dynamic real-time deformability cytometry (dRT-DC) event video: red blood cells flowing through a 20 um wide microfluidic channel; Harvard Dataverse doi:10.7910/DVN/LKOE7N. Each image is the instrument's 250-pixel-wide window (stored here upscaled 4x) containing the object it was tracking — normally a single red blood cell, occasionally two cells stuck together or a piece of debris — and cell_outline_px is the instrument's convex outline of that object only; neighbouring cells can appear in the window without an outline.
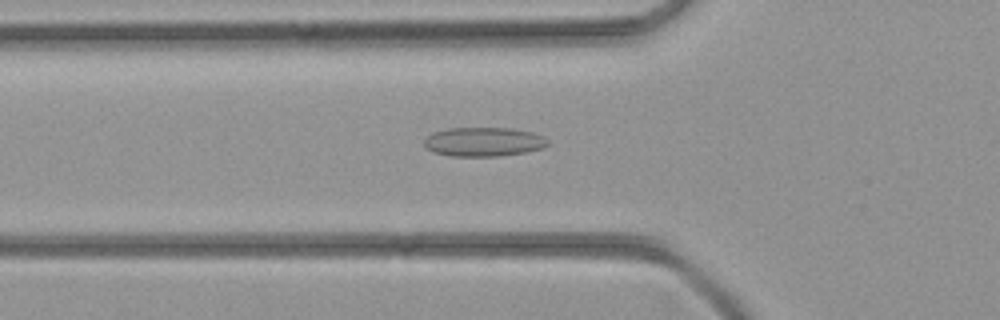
{"species": "common noctule bat (a hibernating species)", "species_latin": "Nyctalus noctula", "temperature_condition": "room temperature", "stored_images_in_passage": 37, "camera_frame_rate_fps": 3000, "um_per_image_px": 0.085, "animal": {"sex": "female", "body_mass_g": 21.9}, "frame": {"image": 1, "passage_image": 9, "time_ms": 2.667, "image_size_px": [1000, 320], "cell_outline_px": [[548, 144], [544, 148], [524, 152], [500, 156], [452, 156], [432, 152], [424, 144], [424, 140], [428, 136], [436, 132], [448, 128], [512, 128], [532, 132], [544, 136], [548, 140]], "centroid_in_image_um": [41.14, 12.05], "position_along_channel_um": 84.7, "area_um2": 20.92}}
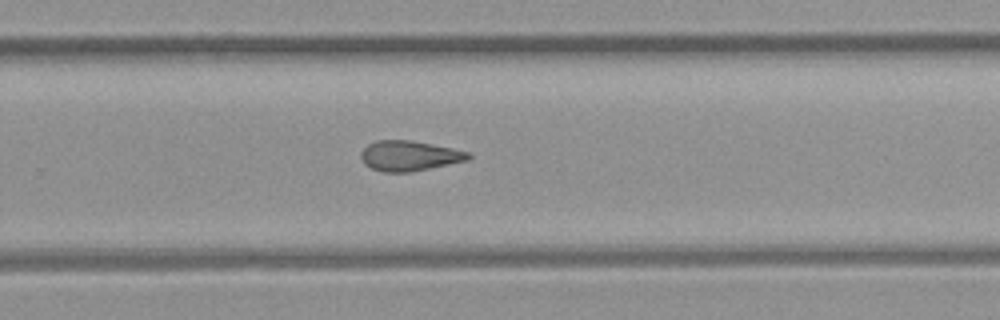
{"frame": {"image": 2, "passage_image": 22, "time_ms": 7.0, "image_size_px": [1000, 320], "cell_outline_px": [[472, 156], [468, 160], [408, 172], [384, 172], [372, 168], [364, 164], [360, 156], [360, 152], [368, 144], [376, 140], [408, 140], [452, 148], [472, 152]], "centroid_in_image_um": [34.78, 13.24], "position_along_channel_um": 295.0, "area_um2": 18.73}}
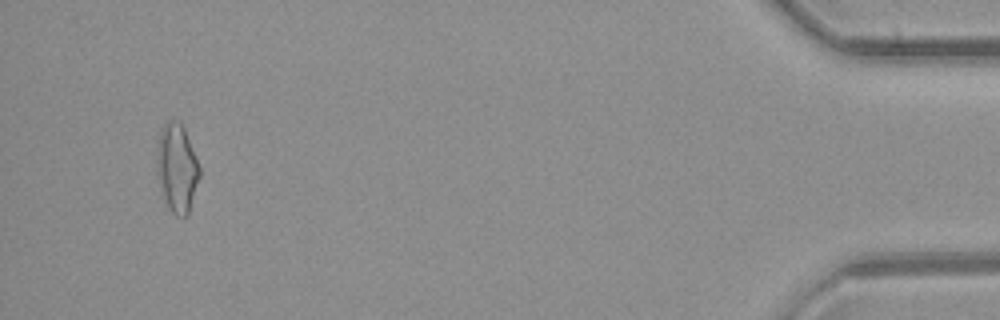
{"frame": {"image": 3, "passage_image": 35, "time_ms": 11.333, "image_size_px": [1000, 320], "cell_outline_px": [[200, 176], [188, 212], [184, 216], [176, 216], [168, 208], [160, 184], [156, 160], [156, 148], [160, 132], [164, 124], [168, 120], [176, 120], [184, 128], [200, 168]], "centroid_in_image_um": [15.03, 14.25], "position_along_channel_um": 420.2, "area_um2": 21.56}}